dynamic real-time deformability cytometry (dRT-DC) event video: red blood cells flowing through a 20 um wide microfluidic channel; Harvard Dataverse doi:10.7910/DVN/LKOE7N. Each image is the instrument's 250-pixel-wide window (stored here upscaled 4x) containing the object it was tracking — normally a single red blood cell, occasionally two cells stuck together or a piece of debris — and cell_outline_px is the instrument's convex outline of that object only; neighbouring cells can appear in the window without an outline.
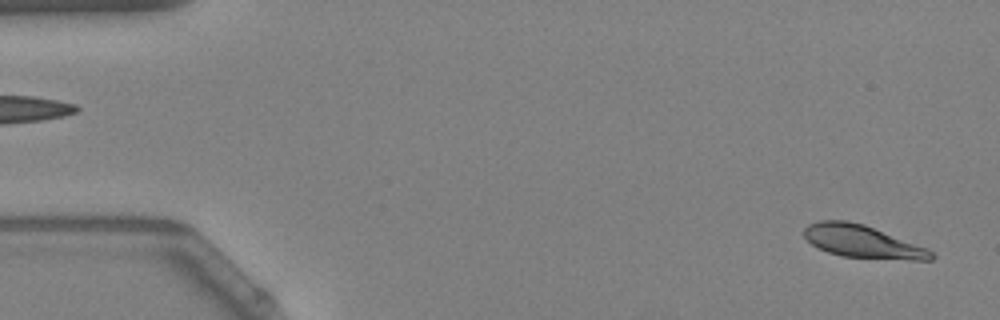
{"species": "Egyptian fruit bat (a non-hibernating species)", "species_latin": "Rousettus aegyptiacus", "temperature_condition": "warm", "stored_images_in_passage": 54, "camera_frame_rate_fps": 3000, "um_per_image_px": 0.085, "animal": {"sex": "female"}, "frame": {"image": 1, "passage_image": 2, "time_ms": 0.333, "image_size_px": [1000, 320], "cell_outline_px": [[936, 256], [932, 260], [912, 260], [844, 256], [828, 252], [812, 244], [804, 236], [804, 228], [808, 224], [820, 220], [848, 220], [864, 224], [928, 248]], "centroid_in_image_um": [73.33, 20.52], "position_along_channel_um": 11.7, "area_um2": 24.04}}
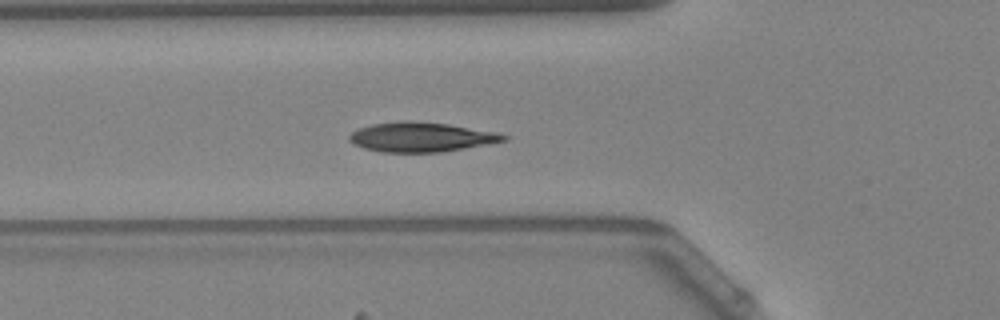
{"frame": {"image": 2, "passage_image": 19, "time_ms": 6.0, "image_size_px": [1000, 320], "cell_outline_px": [[508, 140], [488, 144], [440, 152], [384, 152], [364, 148], [352, 144], [348, 140], [348, 136], [352, 132], [360, 128], [372, 124], [408, 120], [448, 124], [500, 132], [508, 136]], "centroid_in_image_um": [35.82, 11.65], "position_along_channel_um": 90.0, "area_um2": 26.65}}
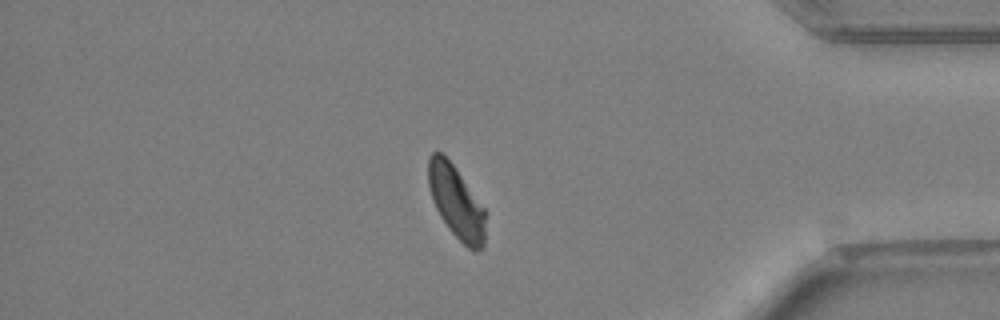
{"frame": {"image": 3, "passage_image": 46, "time_ms": 15.0, "image_size_px": [1000, 320], "cell_outline_px": [[484, 248], [468, 248], [448, 228], [440, 216], [436, 208], [428, 184], [428, 156], [432, 152], [440, 152], [452, 164], [484, 208]], "centroid_in_image_um": [38.75, 17.16], "position_along_channel_um": 396.5, "area_um2": 23.41}, "authors_computed_cell_mechanics": {"area_um2": 25.5476, "velocity_mm_per_s": 3.7479, "shape_relaxation_time_tau1_ms": 3.0649, "shape_relaxation_time_tau2_ms": 0.8669, "deformation_change_tau1": 0.1197, "deformation_change_tau2": 0.0437}}